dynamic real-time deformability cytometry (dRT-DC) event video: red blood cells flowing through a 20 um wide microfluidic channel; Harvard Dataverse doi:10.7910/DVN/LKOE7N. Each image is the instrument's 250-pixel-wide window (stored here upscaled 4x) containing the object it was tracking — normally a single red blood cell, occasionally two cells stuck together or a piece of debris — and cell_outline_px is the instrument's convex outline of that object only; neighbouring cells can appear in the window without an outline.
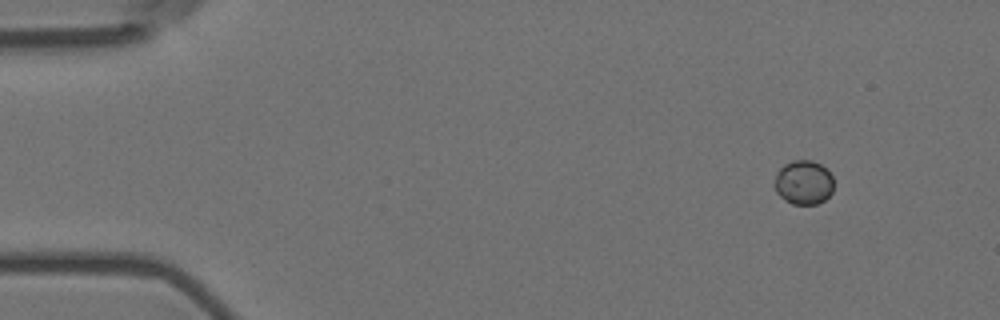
{"species": "Egyptian fruit bat (a non-hibernating species)", "species_latin": "Rousettus aegyptiacus", "temperature_condition": "room temperature", "stored_images_in_passage": 4, "camera_frame_rate_fps": 3000, "um_per_image_px": 0.085, "animal": {"sex": "female"}, "frame": {"image": 1, "passage_image": 1, "time_ms": 0.0, "image_size_px": [1000, 320], "cell_outline_px": [[832, 192], [824, 200], [816, 204], [792, 204], [784, 200], [776, 192], [776, 172], [784, 164], [792, 160], [812, 160], [828, 168], [832, 176]], "centroid_in_image_um": [68.32, 15.49], "position_along_channel_um": 16.7, "area_um2": 15.26}}
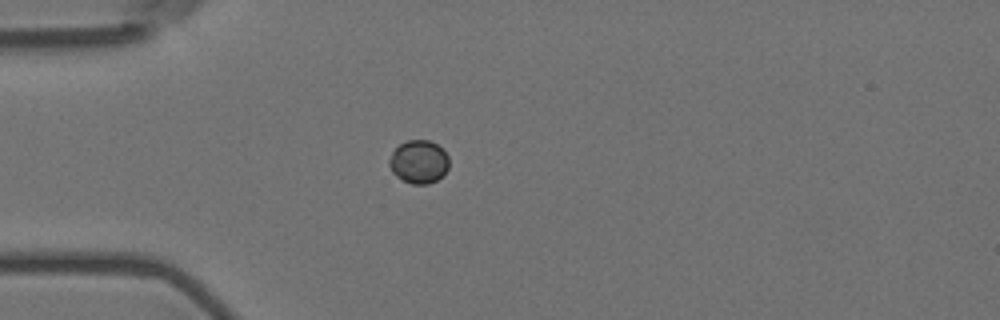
{"frame": {"image": 2, "passage_image": 4, "time_ms": 1.0, "image_size_px": [1000, 320], "cell_outline_px": [[448, 168], [444, 176], [428, 184], [412, 184], [396, 176], [392, 172], [388, 164], [388, 160], [392, 152], [400, 144], [408, 140], [428, 140], [436, 144], [448, 156]], "centroid_in_image_um": [35.59, 13.76], "position_along_channel_um": 49.4, "area_um2": 15.03}}